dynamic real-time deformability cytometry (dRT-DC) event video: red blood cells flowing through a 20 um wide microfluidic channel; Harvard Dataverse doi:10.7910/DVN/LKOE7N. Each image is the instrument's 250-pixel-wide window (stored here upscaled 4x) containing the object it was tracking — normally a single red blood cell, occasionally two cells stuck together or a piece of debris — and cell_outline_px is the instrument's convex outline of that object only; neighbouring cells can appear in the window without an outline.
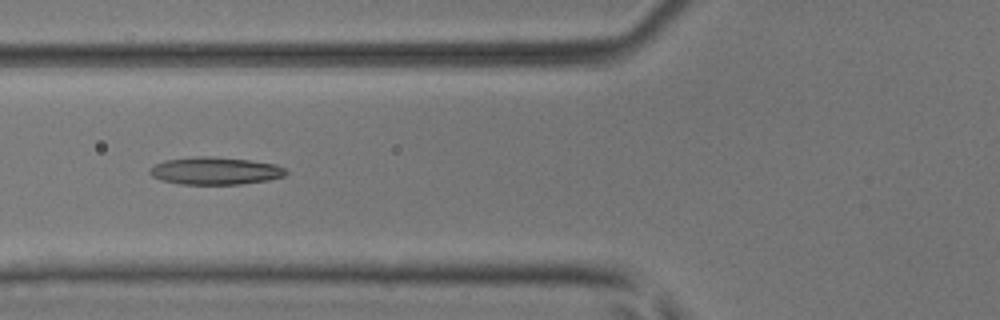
{"species": "common noctule bat (a hibernating species)", "species_latin": "Nyctalus noctula", "temperature_condition": "room temperature", "stored_images_in_passage": 3, "camera_frame_rate_fps": 3000, "um_per_image_px": 0.085, "animal": {"sex": "male", "body_mass_g": 17.9, "forearm_length_mm": 54.2}, "frame": {"image": 1, "passage_image": 3, "time_ms": 0.667, "image_size_px": [1000, 320], "cell_outline_px": [[288, 172], [284, 176], [268, 180], [240, 184], [180, 184], [160, 180], [152, 176], [148, 172], [148, 168], [164, 160], [196, 156], [212, 156], [248, 160], [276, 164], [284, 168]], "centroid_in_image_um": [18.26, 14.52], "position_along_channel_um": 107.5, "area_um2": 21.91}}